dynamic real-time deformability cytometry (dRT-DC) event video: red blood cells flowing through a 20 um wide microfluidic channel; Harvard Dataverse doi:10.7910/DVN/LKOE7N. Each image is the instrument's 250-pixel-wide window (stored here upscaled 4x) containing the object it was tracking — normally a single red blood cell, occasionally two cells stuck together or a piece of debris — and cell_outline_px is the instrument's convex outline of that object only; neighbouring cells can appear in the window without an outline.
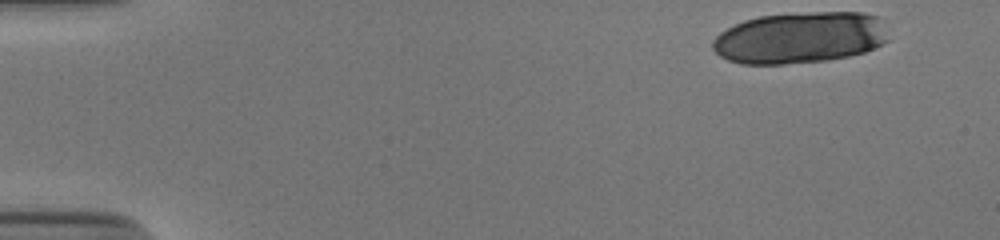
{"species": "human", "species_latin": "Homo sapiens", "temperature_condition": "cold", "stored_images_in_passage": 17, "camera_frame_rate_fps": 3000, "um_per_image_px": 0.085, "donor": {"sex": "male"}, "frame": {"image": 1, "passage_image": 1, "time_ms": 0.0, "image_size_px": [1000, 240], "cell_outline_px": [[888, 40], [864, 52], [848, 56], [828, 60], [784, 64], [740, 64], [728, 60], [720, 56], [712, 48], [712, 40], [720, 32], [744, 20], [760, 16], [812, 12], [864, 12], [876, 16]], "centroid_in_image_um": [67.93, 3.21], "position_along_channel_um": 17.1, "area_um2": 52.31}}